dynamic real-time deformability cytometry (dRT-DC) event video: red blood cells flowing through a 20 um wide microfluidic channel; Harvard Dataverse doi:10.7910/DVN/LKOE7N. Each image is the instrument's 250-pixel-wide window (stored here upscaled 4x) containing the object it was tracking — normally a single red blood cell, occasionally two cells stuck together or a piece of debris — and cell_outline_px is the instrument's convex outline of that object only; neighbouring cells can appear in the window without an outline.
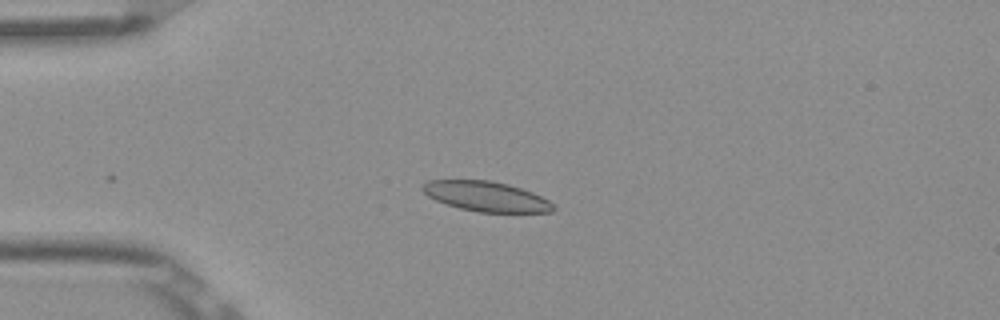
{"species": "Egyptian fruit bat (a non-hibernating species)", "species_latin": "Rousettus aegyptiacus", "temperature_condition": "room temperature", "stored_images_in_passage": 25, "camera_frame_rate_fps": 3000, "um_per_image_px": 0.085, "frame": {"image": 1, "passage_image": 1, "time_ms": 0.0, "image_size_px": [1000, 320], "cell_outline_px": [[556, 208], [552, 212], [480, 212], [460, 208], [444, 204], [428, 196], [420, 188], [428, 180], [492, 180], [508, 184], [532, 192], [548, 200]], "centroid_in_image_um": [41.31, 16.69], "position_along_channel_um": 43.7, "area_um2": 22.77}}
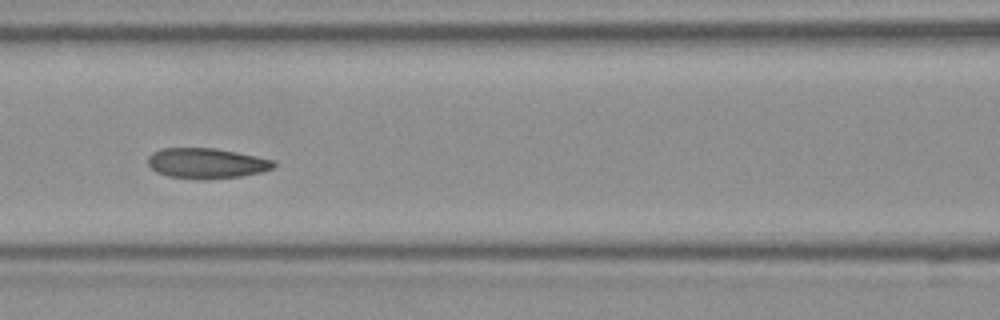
{"frame": {"image": 2, "passage_image": 11, "time_ms": 3.333, "image_size_px": [1000, 320], "cell_outline_px": [[276, 164], [272, 168], [260, 172], [240, 176], [208, 180], [200, 180], [168, 176], [156, 172], [148, 164], [148, 156], [152, 152], [160, 148], [216, 148], [276, 160]], "centroid_in_image_um": [17.54, 13.88], "position_along_channel_um": 149.1, "area_um2": 22.43}}
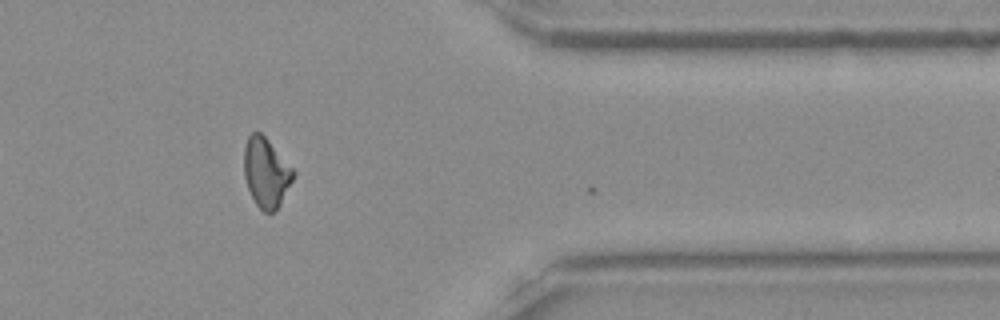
{"frame": {"image": 3, "passage_image": 24, "time_ms": 7.667, "image_size_px": [1000, 320], "cell_outline_px": [[296, 172], [280, 204], [272, 212], [264, 212], [256, 204], [248, 188], [244, 176], [244, 148], [248, 136], [252, 132], [260, 132], [268, 140]], "centroid_in_image_um": [22.6, 14.65], "position_along_channel_um": 388.8, "area_um2": 19.59}, "authors_computed_cell_mechanics": {"area_um2": 22.253, "velocity_mm_per_s": 3.8507, "shape_relaxation_time_tau1_ms": null, "shape_relaxation_time_tau2_ms": 1.1843, "deformation_change_tau1": null, "deformation_change_tau2": 0.0521}}